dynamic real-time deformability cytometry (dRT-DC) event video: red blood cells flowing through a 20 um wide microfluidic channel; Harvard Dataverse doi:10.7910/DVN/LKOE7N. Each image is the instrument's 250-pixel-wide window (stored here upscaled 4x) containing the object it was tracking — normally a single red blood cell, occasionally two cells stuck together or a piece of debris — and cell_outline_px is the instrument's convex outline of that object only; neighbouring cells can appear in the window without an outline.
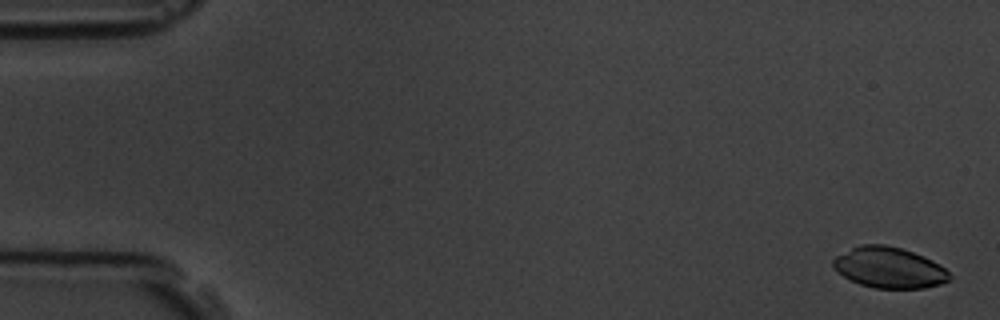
{"species": "common noctule bat (a hibernating species)", "species_latin": "Nyctalus noctula", "temperature_condition": "room temperature", "stored_images_in_passage": 15, "camera_frame_rate_fps": 3000, "um_per_image_px": 0.085, "animal": {"sex": "male", "body_mass_g": 19.5, "forearm_length_mm": 54.6}, "frame": {"image": 1, "passage_image": 1, "time_ms": 0.0, "image_size_px": [1000, 320], "cell_outline_px": [[952, 280], [940, 284], [924, 288], [872, 288], [860, 284], [844, 276], [832, 264], [832, 260], [836, 256], [860, 244], [884, 244], [900, 248], [924, 256], [932, 260], [944, 268], [952, 276]], "centroid_in_image_um": [75.61, 22.75], "position_along_channel_um": 9.4, "area_um2": 27.51}}
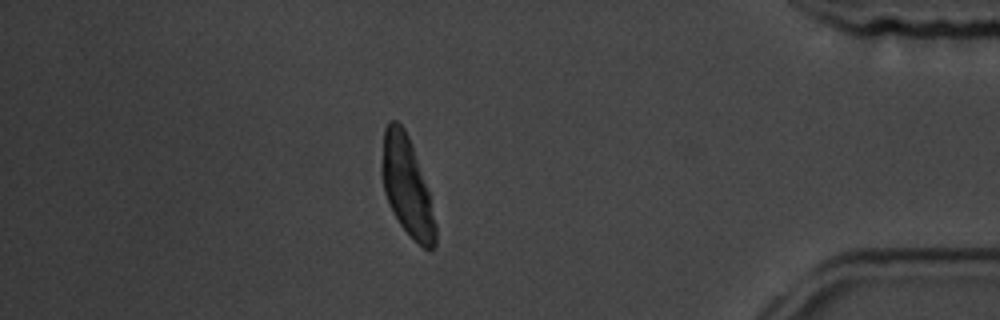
{"frame": {"image": 2, "passage_image": 14, "time_ms": 15.667, "image_size_px": [1000, 320], "cell_outline_px": [[436, 244], [428, 252], [400, 224], [392, 212], [388, 204], [384, 192], [380, 172], [380, 164], [384, 128], [388, 120], [396, 120], [404, 128], [408, 136], [428, 192], [436, 224]], "centroid_in_image_um": [34.54, 15.81], "position_along_channel_um": 400.7, "area_um2": 30.63}}